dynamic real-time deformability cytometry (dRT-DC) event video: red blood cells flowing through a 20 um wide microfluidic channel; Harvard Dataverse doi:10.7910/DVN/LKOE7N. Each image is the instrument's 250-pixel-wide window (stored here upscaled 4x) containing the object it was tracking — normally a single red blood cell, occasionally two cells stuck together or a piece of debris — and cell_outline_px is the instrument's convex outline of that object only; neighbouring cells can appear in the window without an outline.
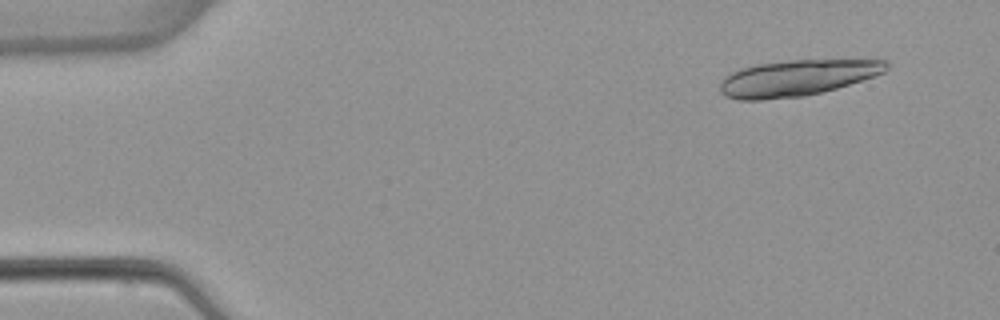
{"species": "common noctule bat (a hibernating species)", "species_latin": "Nyctalus noctula", "temperature_condition": "warm", "stored_images_in_passage": 3, "camera_frame_rate_fps": 3000, "um_per_image_px": 0.085, "animal": {"sex": "female", "body_mass_g": 22.7, "forearm_length_mm": 54.2}, "frame": {"image": 1, "passage_image": 1, "time_ms": 0.0, "image_size_px": [1000, 320], "cell_outline_px": [[888, 68], [884, 72], [836, 88], [804, 96], [760, 100], [740, 100], [724, 96], [720, 92], [720, 80], [724, 76], [740, 68], [756, 64], [788, 60], [884, 56], [888, 60]], "centroid_in_image_um": [67.86, 6.56], "position_along_channel_um": 17.1, "area_um2": 36.24}}